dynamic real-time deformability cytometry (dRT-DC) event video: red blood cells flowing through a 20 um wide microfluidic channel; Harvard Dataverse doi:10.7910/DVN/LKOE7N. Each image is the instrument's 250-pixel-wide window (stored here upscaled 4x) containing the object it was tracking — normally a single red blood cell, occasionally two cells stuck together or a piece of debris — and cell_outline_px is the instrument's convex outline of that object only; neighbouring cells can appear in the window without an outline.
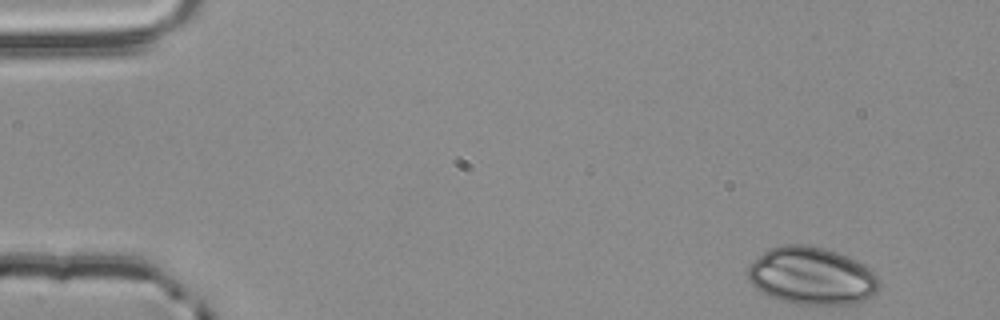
{"species": "common noctule bat (a hibernating species)", "species_latin": "Nyctalus noctula", "temperature_condition": "room temperature", "stored_images_in_passage": 5, "segment_of_instrument_passage": [1, 2], "camera_frame_rate_fps": 3000, "um_per_image_px": 0.085, "animal": {"sex": "male", "body_mass_g": 20.4}, "frame": {"image": 1, "passage_image": 1, "time_ms": 0.0, "image_size_px": [1000, 320], "cell_outline_px": [[880, 288], [872, 296], [864, 300], [852, 304], [796, 304], [780, 300], [760, 292], [748, 280], [748, 268], [768, 248], [780, 244], [804, 244], [824, 248], [848, 256], [856, 260], [868, 268], [876, 276], [880, 284]], "centroid_in_image_um": [69.0, 23.45], "position_along_channel_um": 16.0, "area_um2": 43.99}}